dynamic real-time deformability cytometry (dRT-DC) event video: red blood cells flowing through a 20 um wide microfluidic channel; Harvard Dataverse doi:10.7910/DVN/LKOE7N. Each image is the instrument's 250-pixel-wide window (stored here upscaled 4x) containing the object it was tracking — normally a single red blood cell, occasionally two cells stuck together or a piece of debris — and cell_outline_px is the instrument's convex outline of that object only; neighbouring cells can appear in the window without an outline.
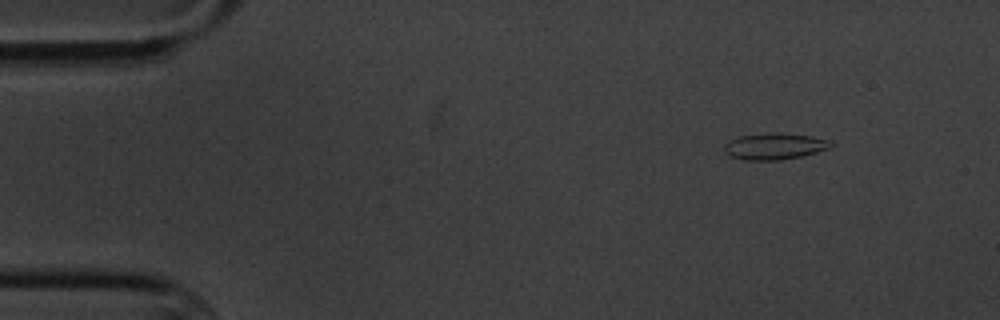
{"species": "common noctule bat (a hibernating species)", "species_latin": "Nyctalus noctula", "temperature_condition": "cold", "stored_images_in_passage": 4, "camera_frame_rate_fps": 3000, "um_per_image_px": 0.085, "animal": {"sex": "male", "body_mass_g": 20.1, "forearm_length_mm": 53.5}, "frame": {"image": 1, "passage_image": 2, "time_ms": 1.0, "image_size_px": [1000, 320], "cell_outline_px": [[832, 144], [828, 148], [816, 152], [800, 156], [780, 160], [744, 160], [728, 156], [724, 152], [724, 144], [728, 140], [740, 136], [772, 132], [780, 132], [812, 136], [832, 140]], "centroid_in_image_um": [65.8, 12.42], "position_along_channel_um": 19.2, "area_um2": 16.59}}